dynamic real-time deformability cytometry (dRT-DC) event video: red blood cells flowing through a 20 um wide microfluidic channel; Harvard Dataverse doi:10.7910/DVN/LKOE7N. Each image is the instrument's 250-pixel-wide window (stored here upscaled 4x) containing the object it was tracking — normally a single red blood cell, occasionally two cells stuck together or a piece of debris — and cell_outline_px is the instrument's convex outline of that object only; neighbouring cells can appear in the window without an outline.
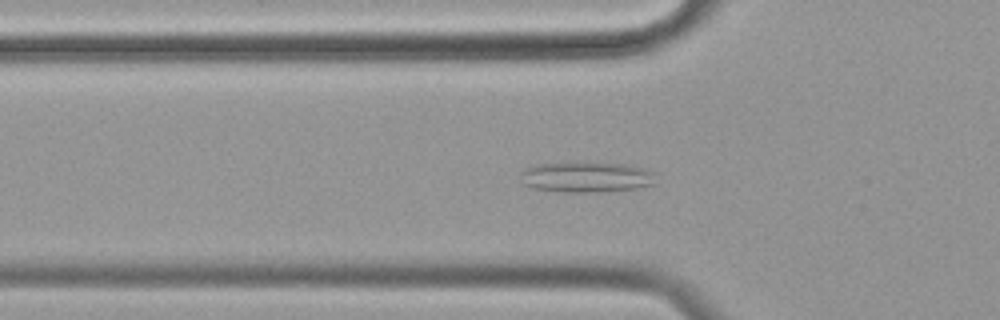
{"species": "common noctule bat (a hibernating species)", "species_latin": "Nyctalus noctula", "temperature_condition": "cold", "stored_images_in_passage": 57, "camera_frame_rate_fps": 3000, "um_per_image_px": 0.085, "animal": {"sex": "female", "body_mass_g": 19.9}, "frame": {"image": 1, "passage_image": 18, "time_ms": 5.667, "image_size_px": [1000, 320], "cell_outline_px": [[656, 184], [636, 188], [600, 192], [564, 192], [532, 188], [524, 184], [520, 172], [524, 168], [536, 164], [584, 160], [624, 164], [640, 168], [652, 172]], "centroid_in_image_um": [49.79, 15.02], "position_along_channel_um": 76.0, "area_um2": 24.68}}
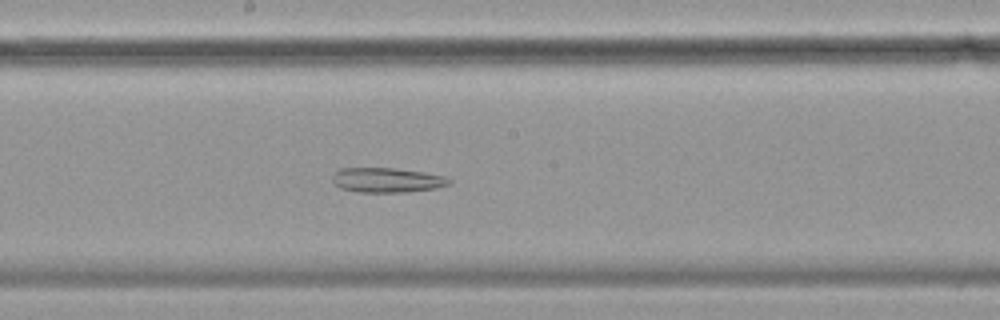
{"frame": {"image": 2, "passage_image": 30, "time_ms": 9.667, "image_size_px": [1000, 320], "cell_outline_px": [[452, 184], [436, 188], [408, 192], [360, 192], [340, 188], [332, 180], [332, 176], [340, 168], [396, 168], [424, 172], [444, 176], [452, 180]], "centroid_in_image_um": [32.93, 15.31], "position_along_channel_um": 215.3, "area_um2": 16.88}}
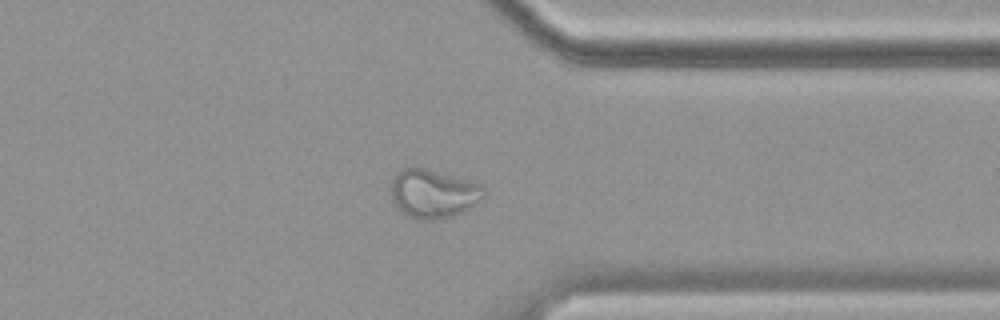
{"frame": {"image": 3, "passage_image": 44, "time_ms": 14.333, "image_size_px": [1000, 320], "cell_outline_px": [[484, 196], [472, 208], [464, 212], [440, 220], [420, 220], [408, 216], [396, 208], [392, 200], [392, 180], [396, 172], [412, 164], [484, 184]], "centroid_in_image_um": [36.84, 16.45], "position_along_channel_um": 374.6, "area_um2": 27.05}}